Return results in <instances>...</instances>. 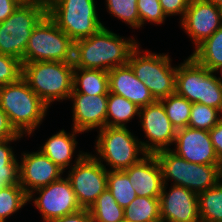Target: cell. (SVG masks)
<instances>
[{"label": "cell", "mask_w": 222, "mask_h": 222, "mask_svg": "<svg viewBox=\"0 0 222 222\" xmlns=\"http://www.w3.org/2000/svg\"><path fill=\"white\" fill-rule=\"evenodd\" d=\"M140 45L135 38H122L102 26L90 37L74 42V68L109 71L127 65L131 52Z\"/></svg>", "instance_id": "obj_1"}, {"label": "cell", "mask_w": 222, "mask_h": 222, "mask_svg": "<svg viewBox=\"0 0 222 222\" xmlns=\"http://www.w3.org/2000/svg\"><path fill=\"white\" fill-rule=\"evenodd\" d=\"M0 108L18 134L30 136L40 126L49 106L21 77L14 83L0 87Z\"/></svg>", "instance_id": "obj_2"}, {"label": "cell", "mask_w": 222, "mask_h": 222, "mask_svg": "<svg viewBox=\"0 0 222 222\" xmlns=\"http://www.w3.org/2000/svg\"><path fill=\"white\" fill-rule=\"evenodd\" d=\"M73 62L22 63V78L49 107L55 100H69L73 91Z\"/></svg>", "instance_id": "obj_3"}, {"label": "cell", "mask_w": 222, "mask_h": 222, "mask_svg": "<svg viewBox=\"0 0 222 222\" xmlns=\"http://www.w3.org/2000/svg\"><path fill=\"white\" fill-rule=\"evenodd\" d=\"M213 73L190 55L177 66L175 93L222 112V85Z\"/></svg>", "instance_id": "obj_4"}, {"label": "cell", "mask_w": 222, "mask_h": 222, "mask_svg": "<svg viewBox=\"0 0 222 222\" xmlns=\"http://www.w3.org/2000/svg\"><path fill=\"white\" fill-rule=\"evenodd\" d=\"M161 169L163 184L173 181L172 185L181 186L199 194L216 186L222 180V165L195 164L168 150L154 154Z\"/></svg>", "instance_id": "obj_5"}, {"label": "cell", "mask_w": 222, "mask_h": 222, "mask_svg": "<svg viewBox=\"0 0 222 222\" xmlns=\"http://www.w3.org/2000/svg\"><path fill=\"white\" fill-rule=\"evenodd\" d=\"M46 14L47 7L37 1L22 2L4 22H0V53L24 63L32 31Z\"/></svg>", "instance_id": "obj_6"}, {"label": "cell", "mask_w": 222, "mask_h": 222, "mask_svg": "<svg viewBox=\"0 0 222 222\" xmlns=\"http://www.w3.org/2000/svg\"><path fill=\"white\" fill-rule=\"evenodd\" d=\"M139 47L131 52L127 63L135 76L148 87L155 100L174 94L177 66L171 65L169 55L143 51Z\"/></svg>", "instance_id": "obj_7"}, {"label": "cell", "mask_w": 222, "mask_h": 222, "mask_svg": "<svg viewBox=\"0 0 222 222\" xmlns=\"http://www.w3.org/2000/svg\"><path fill=\"white\" fill-rule=\"evenodd\" d=\"M97 138L95 141L97 155L94 157L102 164L105 161L111 171H123L138 163L142 156L146 155L141 140L139 141L127 127L105 126L99 130ZM140 153L142 156L139 157Z\"/></svg>", "instance_id": "obj_8"}, {"label": "cell", "mask_w": 222, "mask_h": 222, "mask_svg": "<svg viewBox=\"0 0 222 222\" xmlns=\"http://www.w3.org/2000/svg\"><path fill=\"white\" fill-rule=\"evenodd\" d=\"M95 3V0H55L47 7V15L75 42L104 26Z\"/></svg>", "instance_id": "obj_9"}, {"label": "cell", "mask_w": 222, "mask_h": 222, "mask_svg": "<svg viewBox=\"0 0 222 222\" xmlns=\"http://www.w3.org/2000/svg\"><path fill=\"white\" fill-rule=\"evenodd\" d=\"M74 41L46 14L32 31L24 63L73 62Z\"/></svg>", "instance_id": "obj_10"}, {"label": "cell", "mask_w": 222, "mask_h": 222, "mask_svg": "<svg viewBox=\"0 0 222 222\" xmlns=\"http://www.w3.org/2000/svg\"><path fill=\"white\" fill-rule=\"evenodd\" d=\"M67 175L82 209H90L107 189L108 170L93 154L79 151Z\"/></svg>", "instance_id": "obj_11"}, {"label": "cell", "mask_w": 222, "mask_h": 222, "mask_svg": "<svg viewBox=\"0 0 222 222\" xmlns=\"http://www.w3.org/2000/svg\"><path fill=\"white\" fill-rule=\"evenodd\" d=\"M35 192L39 196L34 199ZM32 200L41 212L43 222H51L82 209L67 177H61L47 186L34 190L28 196V202Z\"/></svg>", "instance_id": "obj_12"}, {"label": "cell", "mask_w": 222, "mask_h": 222, "mask_svg": "<svg viewBox=\"0 0 222 222\" xmlns=\"http://www.w3.org/2000/svg\"><path fill=\"white\" fill-rule=\"evenodd\" d=\"M138 117L145 137L148 138V141H141V146L146 154L171 149L168 146L174 143L177 130L173 127L159 100L139 108Z\"/></svg>", "instance_id": "obj_13"}, {"label": "cell", "mask_w": 222, "mask_h": 222, "mask_svg": "<svg viewBox=\"0 0 222 222\" xmlns=\"http://www.w3.org/2000/svg\"><path fill=\"white\" fill-rule=\"evenodd\" d=\"M181 27L197 48L222 26L221 7L205 0H190Z\"/></svg>", "instance_id": "obj_14"}, {"label": "cell", "mask_w": 222, "mask_h": 222, "mask_svg": "<svg viewBox=\"0 0 222 222\" xmlns=\"http://www.w3.org/2000/svg\"><path fill=\"white\" fill-rule=\"evenodd\" d=\"M166 188L163 184L159 197L162 222H201L196 192L176 185L168 192Z\"/></svg>", "instance_id": "obj_15"}, {"label": "cell", "mask_w": 222, "mask_h": 222, "mask_svg": "<svg viewBox=\"0 0 222 222\" xmlns=\"http://www.w3.org/2000/svg\"><path fill=\"white\" fill-rule=\"evenodd\" d=\"M174 144L171 150L177 156L195 164L222 165L216 155L209 132L202 129L185 127L176 131Z\"/></svg>", "instance_id": "obj_16"}, {"label": "cell", "mask_w": 222, "mask_h": 222, "mask_svg": "<svg viewBox=\"0 0 222 222\" xmlns=\"http://www.w3.org/2000/svg\"><path fill=\"white\" fill-rule=\"evenodd\" d=\"M19 172V185L29 196L34 190L60 179L65 171L39 150L22 153Z\"/></svg>", "instance_id": "obj_17"}, {"label": "cell", "mask_w": 222, "mask_h": 222, "mask_svg": "<svg viewBox=\"0 0 222 222\" xmlns=\"http://www.w3.org/2000/svg\"><path fill=\"white\" fill-rule=\"evenodd\" d=\"M73 103V127L76 131L86 132L106 126L108 94L87 95L71 93Z\"/></svg>", "instance_id": "obj_18"}, {"label": "cell", "mask_w": 222, "mask_h": 222, "mask_svg": "<svg viewBox=\"0 0 222 222\" xmlns=\"http://www.w3.org/2000/svg\"><path fill=\"white\" fill-rule=\"evenodd\" d=\"M123 171L137 196L160 197L163 188L162 169L154 154H146L138 163Z\"/></svg>", "instance_id": "obj_19"}, {"label": "cell", "mask_w": 222, "mask_h": 222, "mask_svg": "<svg viewBox=\"0 0 222 222\" xmlns=\"http://www.w3.org/2000/svg\"><path fill=\"white\" fill-rule=\"evenodd\" d=\"M108 76L110 93L128 99L139 108L156 101L148 87L135 76L128 64L109 70Z\"/></svg>", "instance_id": "obj_20"}, {"label": "cell", "mask_w": 222, "mask_h": 222, "mask_svg": "<svg viewBox=\"0 0 222 222\" xmlns=\"http://www.w3.org/2000/svg\"><path fill=\"white\" fill-rule=\"evenodd\" d=\"M82 132L72 128V133H67L64 129L52 135L44 145L40 147V151L46 155L54 164L58 165L65 171L70 162H72L73 154L77 146L76 135Z\"/></svg>", "instance_id": "obj_21"}, {"label": "cell", "mask_w": 222, "mask_h": 222, "mask_svg": "<svg viewBox=\"0 0 222 222\" xmlns=\"http://www.w3.org/2000/svg\"><path fill=\"white\" fill-rule=\"evenodd\" d=\"M72 93H82L87 95L108 94V71L74 68Z\"/></svg>", "instance_id": "obj_22"}, {"label": "cell", "mask_w": 222, "mask_h": 222, "mask_svg": "<svg viewBox=\"0 0 222 222\" xmlns=\"http://www.w3.org/2000/svg\"><path fill=\"white\" fill-rule=\"evenodd\" d=\"M191 56L200 65L216 73L222 67V26L195 48Z\"/></svg>", "instance_id": "obj_23"}, {"label": "cell", "mask_w": 222, "mask_h": 222, "mask_svg": "<svg viewBox=\"0 0 222 222\" xmlns=\"http://www.w3.org/2000/svg\"><path fill=\"white\" fill-rule=\"evenodd\" d=\"M139 116V107L128 99L108 93L106 126L125 128L128 121Z\"/></svg>", "instance_id": "obj_24"}, {"label": "cell", "mask_w": 222, "mask_h": 222, "mask_svg": "<svg viewBox=\"0 0 222 222\" xmlns=\"http://www.w3.org/2000/svg\"><path fill=\"white\" fill-rule=\"evenodd\" d=\"M124 219L130 222H162L159 198L137 196L124 208Z\"/></svg>", "instance_id": "obj_25"}, {"label": "cell", "mask_w": 222, "mask_h": 222, "mask_svg": "<svg viewBox=\"0 0 222 222\" xmlns=\"http://www.w3.org/2000/svg\"><path fill=\"white\" fill-rule=\"evenodd\" d=\"M201 222H222V180L198 194Z\"/></svg>", "instance_id": "obj_26"}, {"label": "cell", "mask_w": 222, "mask_h": 222, "mask_svg": "<svg viewBox=\"0 0 222 222\" xmlns=\"http://www.w3.org/2000/svg\"><path fill=\"white\" fill-rule=\"evenodd\" d=\"M19 139L0 140V188L20 183L19 160L14 155L13 148L10 147V142Z\"/></svg>", "instance_id": "obj_27"}, {"label": "cell", "mask_w": 222, "mask_h": 222, "mask_svg": "<svg viewBox=\"0 0 222 222\" xmlns=\"http://www.w3.org/2000/svg\"><path fill=\"white\" fill-rule=\"evenodd\" d=\"M93 222H121L124 209L119 206L111 192L106 189L89 209Z\"/></svg>", "instance_id": "obj_28"}, {"label": "cell", "mask_w": 222, "mask_h": 222, "mask_svg": "<svg viewBox=\"0 0 222 222\" xmlns=\"http://www.w3.org/2000/svg\"><path fill=\"white\" fill-rule=\"evenodd\" d=\"M166 111V115L176 130L188 127L192 103L186 98L171 94L159 100Z\"/></svg>", "instance_id": "obj_29"}, {"label": "cell", "mask_w": 222, "mask_h": 222, "mask_svg": "<svg viewBox=\"0 0 222 222\" xmlns=\"http://www.w3.org/2000/svg\"><path fill=\"white\" fill-rule=\"evenodd\" d=\"M107 189L111 192L117 204L123 209L137 197L124 171H111L108 169Z\"/></svg>", "instance_id": "obj_30"}, {"label": "cell", "mask_w": 222, "mask_h": 222, "mask_svg": "<svg viewBox=\"0 0 222 222\" xmlns=\"http://www.w3.org/2000/svg\"><path fill=\"white\" fill-rule=\"evenodd\" d=\"M28 202V195L20 185H9L0 188V222L24 207Z\"/></svg>", "instance_id": "obj_31"}, {"label": "cell", "mask_w": 222, "mask_h": 222, "mask_svg": "<svg viewBox=\"0 0 222 222\" xmlns=\"http://www.w3.org/2000/svg\"><path fill=\"white\" fill-rule=\"evenodd\" d=\"M218 109L200 103H192L188 127L210 131L222 118Z\"/></svg>", "instance_id": "obj_32"}, {"label": "cell", "mask_w": 222, "mask_h": 222, "mask_svg": "<svg viewBox=\"0 0 222 222\" xmlns=\"http://www.w3.org/2000/svg\"><path fill=\"white\" fill-rule=\"evenodd\" d=\"M107 12L133 28H140L137 0H105Z\"/></svg>", "instance_id": "obj_33"}, {"label": "cell", "mask_w": 222, "mask_h": 222, "mask_svg": "<svg viewBox=\"0 0 222 222\" xmlns=\"http://www.w3.org/2000/svg\"><path fill=\"white\" fill-rule=\"evenodd\" d=\"M137 10L140 17V27L151 22L162 24L166 20V15L163 13L159 0H137Z\"/></svg>", "instance_id": "obj_34"}, {"label": "cell", "mask_w": 222, "mask_h": 222, "mask_svg": "<svg viewBox=\"0 0 222 222\" xmlns=\"http://www.w3.org/2000/svg\"><path fill=\"white\" fill-rule=\"evenodd\" d=\"M22 77V62L0 53V87L18 81Z\"/></svg>", "instance_id": "obj_35"}, {"label": "cell", "mask_w": 222, "mask_h": 222, "mask_svg": "<svg viewBox=\"0 0 222 222\" xmlns=\"http://www.w3.org/2000/svg\"><path fill=\"white\" fill-rule=\"evenodd\" d=\"M159 2L166 17L179 14L182 20L189 6L190 0H159Z\"/></svg>", "instance_id": "obj_36"}, {"label": "cell", "mask_w": 222, "mask_h": 222, "mask_svg": "<svg viewBox=\"0 0 222 222\" xmlns=\"http://www.w3.org/2000/svg\"><path fill=\"white\" fill-rule=\"evenodd\" d=\"M23 138L11 126L7 114L0 108V140L11 138Z\"/></svg>", "instance_id": "obj_37"}, {"label": "cell", "mask_w": 222, "mask_h": 222, "mask_svg": "<svg viewBox=\"0 0 222 222\" xmlns=\"http://www.w3.org/2000/svg\"><path fill=\"white\" fill-rule=\"evenodd\" d=\"M212 145L214 146L216 155L222 161V118L220 121L208 131Z\"/></svg>", "instance_id": "obj_38"}, {"label": "cell", "mask_w": 222, "mask_h": 222, "mask_svg": "<svg viewBox=\"0 0 222 222\" xmlns=\"http://www.w3.org/2000/svg\"><path fill=\"white\" fill-rule=\"evenodd\" d=\"M51 222H93L89 209H81L75 213L57 218Z\"/></svg>", "instance_id": "obj_39"}, {"label": "cell", "mask_w": 222, "mask_h": 222, "mask_svg": "<svg viewBox=\"0 0 222 222\" xmlns=\"http://www.w3.org/2000/svg\"><path fill=\"white\" fill-rule=\"evenodd\" d=\"M21 3L20 0H0V22H4Z\"/></svg>", "instance_id": "obj_40"}, {"label": "cell", "mask_w": 222, "mask_h": 222, "mask_svg": "<svg viewBox=\"0 0 222 222\" xmlns=\"http://www.w3.org/2000/svg\"><path fill=\"white\" fill-rule=\"evenodd\" d=\"M37 2H39L40 4L45 5L46 7H48L52 2H54L55 0H35Z\"/></svg>", "instance_id": "obj_41"}, {"label": "cell", "mask_w": 222, "mask_h": 222, "mask_svg": "<svg viewBox=\"0 0 222 222\" xmlns=\"http://www.w3.org/2000/svg\"><path fill=\"white\" fill-rule=\"evenodd\" d=\"M205 1L213 3V4H215L218 7L222 6V0H205Z\"/></svg>", "instance_id": "obj_42"}, {"label": "cell", "mask_w": 222, "mask_h": 222, "mask_svg": "<svg viewBox=\"0 0 222 222\" xmlns=\"http://www.w3.org/2000/svg\"><path fill=\"white\" fill-rule=\"evenodd\" d=\"M218 71H220V75H221V77H218V80H219V82H220L221 85H222V67H221L220 69H218L217 72H218Z\"/></svg>", "instance_id": "obj_43"}, {"label": "cell", "mask_w": 222, "mask_h": 222, "mask_svg": "<svg viewBox=\"0 0 222 222\" xmlns=\"http://www.w3.org/2000/svg\"><path fill=\"white\" fill-rule=\"evenodd\" d=\"M22 2H31V1H34V0H20Z\"/></svg>", "instance_id": "obj_44"}]
</instances>
